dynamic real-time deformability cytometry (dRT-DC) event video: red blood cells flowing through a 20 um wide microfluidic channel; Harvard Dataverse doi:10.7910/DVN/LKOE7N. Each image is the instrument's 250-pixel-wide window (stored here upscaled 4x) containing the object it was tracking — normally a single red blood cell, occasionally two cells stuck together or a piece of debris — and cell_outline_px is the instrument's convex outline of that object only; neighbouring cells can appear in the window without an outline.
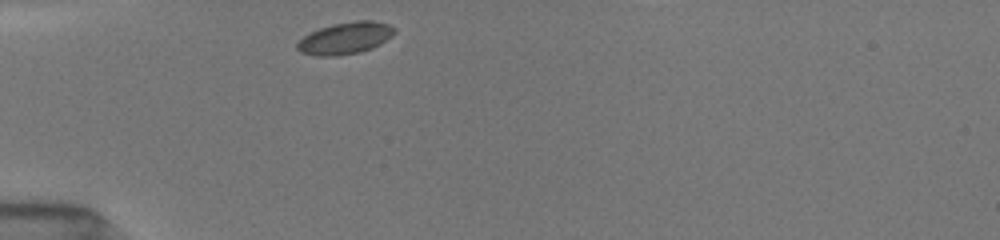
{"species": "common noctule bat (a hibernating species)", "species_latin": "Nyctalus noctula", "temperature_condition": "room temperature", "stored_images_in_passage": 15, "camera_frame_rate_fps": 3000, "um_per_image_px": 0.085, "animal": {"sex": "female", "body_mass_g": 19.5, "forearm_length_mm": 54.1}, "frame": {"image": 1, "passage_image": 1, "time_ms": 0.0, "image_size_px": [1000, 240], "cell_outline_px": [[396, 32], [392, 36], [380, 44], [372, 48], [360, 52], [336, 56], [316, 56], [300, 52], [296, 48], [296, 44], [304, 36], [320, 28], [332, 24], [356, 20], [372, 20], [388, 24], [396, 28]], "centroid_in_image_um": [29.37, 3.24], "position_along_channel_um": 55.6, "area_um2": 18.15}}
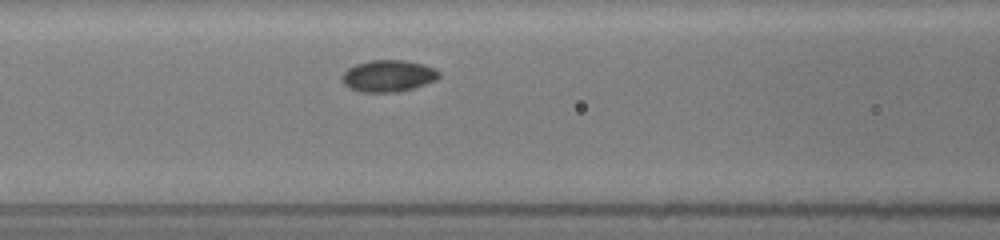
{"frame": {"image": 2, "passage_image": 7, "time_ms": 2.333, "image_size_px": [1000, 240], "cell_outline_px": [[440, 76], [436, 80], [412, 88], [396, 92], [360, 92], [348, 88], [344, 84], [340, 76], [348, 68], [356, 64], [368, 60], [404, 60], [424, 64], [436, 68], [440, 72]], "centroid_in_image_um": [32.99, 6.44], "position_along_channel_um": 133.6, "area_um2": 18.09}}
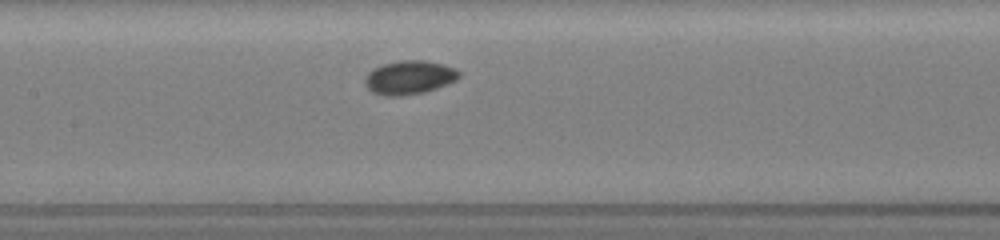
{"frame": {"image": 3, "passage_image": 10, "time_ms": 3.333, "image_size_px": [1000, 240], "cell_outline_px": [[460, 76], [456, 80], [436, 88], [424, 92], [400, 96], [384, 96], [372, 92], [364, 84], [364, 76], [372, 68], [384, 64], [400, 60], [424, 60], [444, 64], [456, 68], [460, 72]], "centroid_in_image_um": [34.77, 6.58], "position_along_channel_um": 172.6, "area_um2": 18.67}}